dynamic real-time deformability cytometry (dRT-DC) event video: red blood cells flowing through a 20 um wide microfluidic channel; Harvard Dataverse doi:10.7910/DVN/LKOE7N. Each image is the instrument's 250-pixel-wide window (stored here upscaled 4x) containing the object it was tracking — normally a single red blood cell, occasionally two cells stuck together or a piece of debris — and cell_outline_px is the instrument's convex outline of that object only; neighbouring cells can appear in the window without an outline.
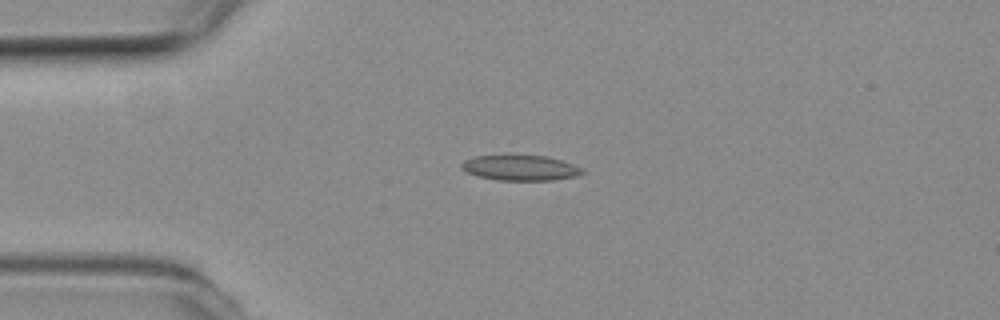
{"species": "common noctule bat (a hibernating species)", "species_latin": "Nyctalus noctula", "temperature_condition": "room temperature", "stored_images_in_passage": 4, "camera_frame_rate_fps": 3000, "um_per_image_px": 0.085, "animal": {"sex": "female", "body_mass_g": 19.3, "forearm_length_mm": 54.1}, "frame": {"image": 1, "passage_image": 3, "time_ms": 0.667, "image_size_px": [1000, 320], "cell_outline_px": [[584, 172], [576, 176], [552, 180], [500, 180], [476, 176], [460, 168], [460, 164], [464, 160], [476, 156], [548, 156], [584, 168]], "centroid_in_image_um": [44.22, 14.27], "position_along_channel_um": 40.8, "area_um2": 17.63}}